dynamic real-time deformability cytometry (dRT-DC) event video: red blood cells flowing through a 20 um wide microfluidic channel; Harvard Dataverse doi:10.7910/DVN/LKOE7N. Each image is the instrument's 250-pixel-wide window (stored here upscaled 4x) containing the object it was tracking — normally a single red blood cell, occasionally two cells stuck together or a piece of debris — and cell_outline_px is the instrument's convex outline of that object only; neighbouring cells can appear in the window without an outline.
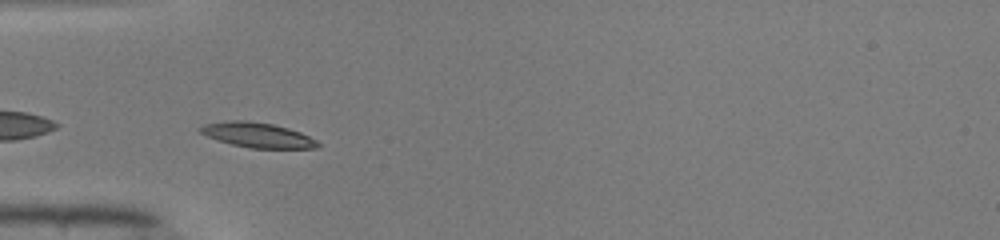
{"species": "common noctule bat (a hibernating species)", "species_latin": "Nyctalus noctula", "temperature_condition": "warm", "stored_images_in_passage": 27, "camera_frame_rate_fps": 3000, "um_per_image_px": 0.085, "animal": {"sex": "male", "body_mass_g": 19.0, "forearm_length_mm": 50.8}, "frame": {"image": 1, "passage_image": 3, "time_ms": 0.667, "image_size_px": [1000, 240], "cell_outline_px": [[320, 144], [316, 148], [248, 148], [232, 144], [208, 136], [200, 132], [200, 128], [204, 124], [232, 120], [248, 120], [272, 124], [288, 128], [300, 132], [316, 140]], "centroid_in_image_um": [21.91, 11.47], "position_along_channel_um": 63.1, "area_um2": 16.82}}
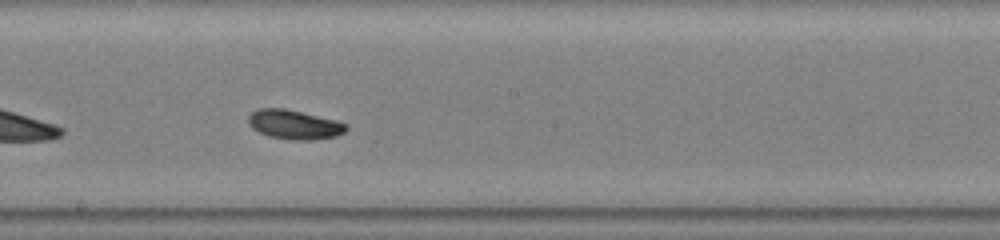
{"frame": {"image": 2, "passage_image": 15, "time_ms": 4.667, "image_size_px": [1000, 240], "cell_outline_px": [[348, 128], [344, 132], [336, 136], [312, 140], [292, 140], [268, 136], [252, 128], [248, 124], [248, 116], [252, 112], [260, 108], [284, 108], [336, 120], [348, 124]], "centroid_in_image_um": [25.01, 10.59], "position_along_channel_um": 223.2, "area_um2": 16.7}}
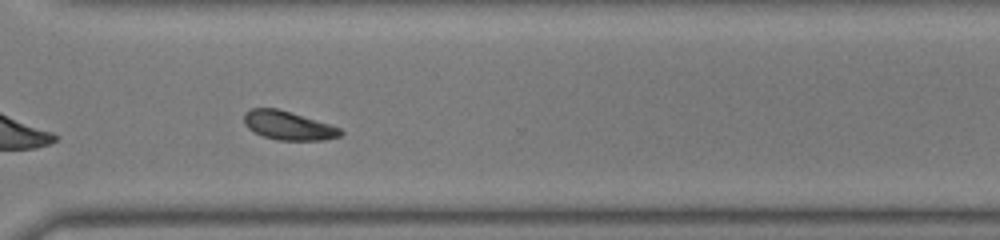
{"frame": {"image": 3, "passage_image": 24, "time_ms": 7.667, "image_size_px": [1000, 240], "cell_outline_px": [[344, 132], [340, 136], [324, 140], [276, 140], [264, 136], [248, 128], [244, 124], [244, 112], [252, 108], [276, 108], [328, 124], [340, 128]], "centroid_in_image_um": [24.48, 10.67], "position_along_channel_um": 346.1, "area_um2": 15.9}, "authors_computed_cell_mechanics": {"area_um2": 16.184, "velocity_mm_per_s": 4.0732, "shape_relaxation_time_tau1_ms": 4.3849, "shape_relaxation_time_tau2_ms": null, "deformation_change_tau1": 0.1692, "deformation_change_tau2": null}}